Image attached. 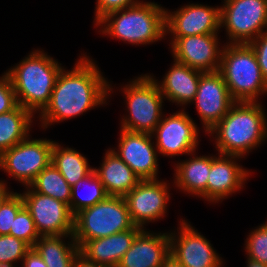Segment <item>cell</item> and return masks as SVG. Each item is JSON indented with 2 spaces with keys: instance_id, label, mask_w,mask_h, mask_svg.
Listing matches in <instances>:
<instances>
[{
  "instance_id": "obj_22",
  "label": "cell",
  "mask_w": 267,
  "mask_h": 267,
  "mask_svg": "<svg viewBox=\"0 0 267 267\" xmlns=\"http://www.w3.org/2000/svg\"><path fill=\"white\" fill-rule=\"evenodd\" d=\"M174 62L159 88L161 94L170 101L184 105L194 100L200 77L204 72L190 68L176 60Z\"/></svg>"
},
{
  "instance_id": "obj_6",
  "label": "cell",
  "mask_w": 267,
  "mask_h": 267,
  "mask_svg": "<svg viewBox=\"0 0 267 267\" xmlns=\"http://www.w3.org/2000/svg\"><path fill=\"white\" fill-rule=\"evenodd\" d=\"M134 226L125 198L107 196L74 215L72 239L81 248L87 241L124 232Z\"/></svg>"
},
{
  "instance_id": "obj_33",
  "label": "cell",
  "mask_w": 267,
  "mask_h": 267,
  "mask_svg": "<svg viewBox=\"0 0 267 267\" xmlns=\"http://www.w3.org/2000/svg\"><path fill=\"white\" fill-rule=\"evenodd\" d=\"M18 105L11 80L6 73L0 78V114L11 111Z\"/></svg>"
},
{
  "instance_id": "obj_5",
  "label": "cell",
  "mask_w": 267,
  "mask_h": 267,
  "mask_svg": "<svg viewBox=\"0 0 267 267\" xmlns=\"http://www.w3.org/2000/svg\"><path fill=\"white\" fill-rule=\"evenodd\" d=\"M122 11L124 12L122 13ZM120 12L121 15H119ZM165 14V9L156 3L139 2L136 5L107 14L97 25L107 22L103 33L129 43L146 44L164 37L166 33Z\"/></svg>"
},
{
  "instance_id": "obj_19",
  "label": "cell",
  "mask_w": 267,
  "mask_h": 267,
  "mask_svg": "<svg viewBox=\"0 0 267 267\" xmlns=\"http://www.w3.org/2000/svg\"><path fill=\"white\" fill-rule=\"evenodd\" d=\"M140 227L112 234L108 237L87 241L81 248L80 254L88 261L104 267H117L121 258L132 246L135 237L142 231Z\"/></svg>"
},
{
  "instance_id": "obj_9",
  "label": "cell",
  "mask_w": 267,
  "mask_h": 267,
  "mask_svg": "<svg viewBox=\"0 0 267 267\" xmlns=\"http://www.w3.org/2000/svg\"><path fill=\"white\" fill-rule=\"evenodd\" d=\"M27 139L0 154V167L29 186L51 163L54 141Z\"/></svg>"
},
{
  "instance_id": "obj_13",
  "label": "cell",
  "mask_w": 267,
  "mask_h": 267,
  "mask_svg": "<svg viewBox=\"0 0 267 267\" xmlns=\"http://www.w3.org/2000/svg\"><path fill=\"white\" fill-rule=\"evenodd\" d=\"M124 198L133 224L142 229L146 221L165 214L169 195L165 182L141 180Z\"/></svg>"
},
{
  "instance_id": "obj_15",
  "label": "cell",
  "mask_w": 267,
  "mask_h": 267,
  "mask_svg": "<svg viewBox=\"0 0 267 267\" xmlns=\"http://www.w3.org/2000/svg\"><path fill=\"white\" fill-rule=\"evenodd\" d=\"M118 152L113 150L141 180H156L157 152L151 143L152 134L122 129Z\"/></svg>"
},
{
  "instance_id": "obj_7",
  "label": "cell",
  "mask_w": 267,
  "mask_h": 267,
  "mask_svg": "<svg viewBox=\"0 0 267 267\" xmlns=\"http://www.w3.org/2000/svg\"><path fill=\"white\" fill-rule=\"evenodd\" d=\"M151 76H141L125 87L130 118H124L122 128L131 132L154 134L161 121V107L164 96L159 84Z\"/></svg>"
},
{
  "instance_id": "obj_35",
  "label": "cell",
  "mask_w": 267,
  "mask_h": 267,
  "mask_svg": "<svg viewBox=\"0 0 267 267\" xmlns=\"http://www.w3.org/2000/svg\"><path fill=\"white\" fill-rule=\"evenodd\" d=\"M249 45L253 48L262 75L267 81V31L255 38Z\"/></svg>"
},
{
  "instance_id": "obj_8",
  "label": "cell",
  "mask_w": 267,
  "mask_h": 267,
  "mask_svg": "<svg viewBox=\"0 0 267 267\" xmlns=\"http://www.w3.org/2000/svg\"><path fill=\"white\" fill-rule=\"evenodd\" d=\"M221 24L232 44L251 43L267 27V0H225L220 8Z\"/></svg>"
},
{
  "instance_id": "obj_37",
  "label": "cell",
  "mask_w": 267,
  "mask_h": 267,
  "mask_svg": "<svg viewBox=\"0 0 267 267\" xmlns=\"http://www.w3.org/2000/svg\"><path fill=\"white\" fill-rule=\"evenodd\" d=\"M74 267H104V266L88 261L84 256H82L79 253V255L76 257Z\"/></svg>"
},
{
  "instance_id": "obj_29",
  "label": "cell",
  "mask_w": 267,
  "mask_h": 267,
  "mask_svg": "<svg viewBox=\"0 0 267 267\" xmlns=\"http://www.w3.org/2000/svg\"><path fill=\"white\" fill-rule=\"evenodd\" d=\"M10 235L22 239L31 247H33L35 242L39 240L38 238L40 237L35 228L32 216L25 206L17 213L14 219L13 228L10 230Z\"/></svg>"
},
{
  "instance_id": "obj_2",
  "label": "cell",
  "mask_w": 267,
  "mask_h": 267,
  "mask_svg": "<svg viewBox=\"0 0 267 267\" xmlns=\"http://www.w3.org/2000/svg\"><path fill=\"white\" fill-rule=\"evenodd\" d=\"M266 123L265 112L260 104L235 102L208 132L218 135L216 148L220 154L243 156L267 137Z\"/></svg>"
},
{
  "instance_id": "obj_25",
  "label": "cell",
  "mask_w": 267,
  "mask_h": 267,
  "mask_svg": "<svg viewBox=\"0 0 267 267\" xmlns=\"http://www.w3.org/2000/svg\"><path fill=\"white\" fill-rule=\"evenodd\" d=\"M61 237L63 236H40V240L33 246L47 267H74L80 248L74 240V243L66 246Z\"/></svg>"
},
{
  "instance_id": "obj_32",
  "label": "cell",
  "mask_w": 267,
  "mask_h": 267,
  "mask_svg": "<svg viewBox=\"0 0 267 267\" xmlns=\"http://www.w3.org/2000/svg\"><path fill=\"white\" fill-rule=\"evenodd\" d=\"M247 239L248 258L267 265V223L259 226Z\"/></svg>"
},
{
  "instance_id": "obj_11",
  "label": "cell",
  "mask_w": 267,
  "mask_h": 267,
  "mask_svg": "<svg viewBox=\"0 0 267 267\" xmlns=\"http://www.w3.org/2000/svg\"><path fill=\"white\" fill-rule=\"evenodd\" d=\"M206 131H210L235 103L222 75L205 72L201 75L194 100Z\"/></svg>"
},
{
  "instance_id": "obj_30",
  "label": "cell",
  "mask_w": 267,
  "mask_h": 267,
  "mask_svg": "<svg viewBox=\"0 0 267 267\" xmlns=\"http://www.w3.org/2000/svg\"><path fill=\"white\" fill-rule=\"evenodd\" d=\"M32 247L23 241L11 235H0V261L11 262L19 259L23 260L26 253Z\"/></svg>"
},
{
  "instance_id": "obj_14",
  "label": "cell",
  "mask_w": 267,
  "mask_h": 267,
  "mask_svg": "<svg viewBox=\"0 0 267 267\" xmlns=\"http://www.w3.org/2000/svg\"><path fill=\"white\" fill-rule=\"evenodd\" d=\"M154 132L157 151L163 155L189 154L197 147V127L184 111L161 119Z\"/></svg>"
},
{
  "instance_id": "obj_18",
  "label": "cell",
  "mask_w": 267,
  "mask_h": 267,
  "mask_svg": "<svg viewBox=\"0 0 267 267\" xmlns=\"http://www.w3.org/2000/svg\"><path fill=\"white\" fill-rule=\"evenodd\" d=\"M170 255V235L142 230L121 258L117 267H162Z\"/></svg>"
},
{
  "instance_id": "obj_24",
  "label": "cell",
  "mask_w": 267,
  "mask_h": 267,
  "mask_svg": "<svg viewBox=\"0 0 267 267\" xmlns=\"http://www.w3.org/2000/svg\"><path fill=\"white\" fill-rule=\"evenodd\" d=\"M32 115L21 105L0 114V154L28 137Z\"/></svg>"
},
{
  "instance_id": "obj_21",
  "label": "cell",
  "mask_w": 267,
  "mask_h": 267,
  "mask_svg": "<svg viewBox=\"0 0 267 267\" xmlns=\"http://www.w3.org/2000/svg\"><path fill=\"white\" fill-rule=\"evenodd\" d=\"M108 196L124 197L141 179L113 151H107L100 169H93Z\"/></svg>"
},
{
  "instance_id": "obj_39",
  "label": "cell",
  "mask_w": 267,
  "mask_h": 267,
  "mask_svg": "<svg viewBox=\"0 0 267 267\" xmlns=\"http://www.w3.org/2000/svg\"><path fill=\"white\" fill-rule=\"evenodd\" d=\"M12 194V192H7L5 184L1 181L0 182V206L3 202Z\"/></svg>"
},
{
  "instance_id": "obj_23",
  "label": "cell",
  "mask_w": 267,
  "mask_h": 267,
  "mask_svg": "<svg viewBox=\"0 0 267 267\" xmlns=\"http://www.w3.org/2000/svg\"><path fill=\"white\" fill-rule=\"evenodd\" d=\"M177 186L192 194L207 198V181L211 169V157H196L176 166Z\"/></svg>"
},
{
  "instance_id": "obj_12",
  "label": "cell",
  "mask_w": 267,
  "mask_h": 267,
  "mask_svg": "<svg viewBox=\"0 0 267 267\" xmlns=\"http://www.w3.org/2000/svg\"><path fill=\"white\" fill-rule=\"evenodd\" d=\"M217 34L174 37V59L202 72H217L222 50L218 48ZM219 49V51H218Z\"/></svg>"
},
{
  "instance_id": "obj_31",
  "label": "cell",
  "mask_w": 267,
  "mask_h": 267,
  "mask_svg": "<svg viewBox=\"0 0 267 267\" xmlns=\"http://www.w3.org/2000/svg\"><path fill=\"white\" fill-rule=\"evenodd\" d=\"M24 207L21 194L12 193L0 206V235H10L17 213Z\"/></svg>"
},
{
  "instance_id": "obj_27",
  "label": "cell",
  "mask_w": 267,
  "mask_h": 267,
  "mask_svg": "<svg viewBox=\"0 0 267 267\" xmlns=\"http://www.w3.org/2000/svg\"><path fill=\"white\" fill-rule=\"evenodd\" d=\"M29 188H33L35 192L40 194L60 200L70 207L71 186L66 182L53 163H50L37 175L35 180L29 185Z\"/></svg>"
},
{
  "instance_id": "obj_3",
  "label": "cell",
  "mask_w": 267,
  "mask_h": 267,
  "mask_svg": "<svg viewBox=\"0 0 267 267\" xmlns=\"http://www.w3.org/2000/svg\"><path fill=\"white\" fill-rule=\"evenodd\" d=\"M61 70L58 62L42 51L32 52L20 64L10 69L7 74L18 104L32 114L36 110L42 111L50 100Z\"/></svg>"
},
{
  "instance_id": "obj_4",
  "label": "cell",
  "mask_w": 267,
  "mask_h": 267,
  "mask_svg": "<svg viewBox=\"0 0 267 267\" xmlns=\"http://www.w3.org/2000/svg\"><path fill=\"white\" fill-rule=\"evenodd\" d=\"M218 72L235 102H256L260 92H267V81L249 44L227 45Z\"/></svg>"
},
{
  "instance_id": "obj_36",
  "label": "cell",
  "mask_w": 267,
  "mask_h": 267,
  "mask_svg": "<svg viewBox=\"0 0 267 267\" xmlns=\"http://www.w3.org/2000/svg\"><path fill=\"white\" fill-rule=\"evenodd\" d=\"M23 267H47L38 252L32 247L23 258Z\"/></svg>"
},
{
  "instance_id": "obj_26",
  "label": "cell",
  "mask_w": 267,
  "mask_h": 267,
  "mask_svg": "<svg viewBox=\"0 0 267 267\" xmlns=\"http://www.w3.org/2000/svg\"><path fill=\"white\" fill-rule=\"evenodd\" d=\"M59 146L56 142L53 145L51 163L72 187L79 180L89 176L93 168L88 166L87 159L79 152L71 148L62 149Z\"/></svg>"
},
{
  "instance_id": "obj_41",
  "label": "cell",
  "mask_w": 267,
  "mask_h": 267,
  "mask_svg": "<svg viewBox=\"0 0 267 267\" xmlns=\"http://www.w3.org/2000/svg\"><path fill=\"white\" fill-rule=\"evenodd\" d=\"M0 267H13L11 262L0 261Z\"/></svg>"
},
{
  "instance_id": "obj_17",
  "label": "cell",
  "mask_w": 267,
  "mask_h": 267,
  "mask_svg": "<svg viewBox=\"0 0 267 267\" xmlns=\"http://www.w3.org/2000/svg\"><path fill=\"white\" fill-rule=\"evenodd\" d=\"M166 32L175 37L217 34L220 25V8L187 5L174 14H165Z\"/></svg>"
},
{
  "instance_id": "obj_28",
  "label": "cell",
  "mask_w": 267,
  "mask_h": 267,
  "mask_svg": "<svg viewBox=\"0 0 267 267\" xmlns=\"http://www.w3.org/2000/svg\"><path fill=\"white\" fill-rule=\"evenodd\" d=\"M84 183H89L92 188H89L87 193L83 196H79V194H77L78 191L76 190H78V188ZM71 190L72 193L70 199V210L73 215L85 208L95 205L108 196L104 186L102 185L100 179L96 176L94 171L89 176L85 177L82 180H79L75 185L71 187Z\"/></svg>"
},
{
  "instance_id": "obj_40",
  "label": "cell",
  "mask_w": 267,
  "mask_h": 267,
  "mask_svg": "<svg viewBox=\"0 0 267 267\" xmlns=\"http://www.w3.org/2000/svg\"><path fill=\"white\" fill-rule=\"evenodd\" d=\"M248 267H267L266 264L248 258Z\"/></svg>"
},
{
  "instance_id": "obj_10",
  "label": "cell",
  "mask_w": 267,
  "mask_h": 267,
  "mask_svg": "<svg viewBox=\"0 0 267 267\" xmlns=\"http://www.w3.org/2000/svg\"><path fill=\"white\" fill-rule=\"evenodd\" d=\"M21 196L39 236L73 237L74 215L68 204L34 190Z\"/></svg>"
},
{
  "instance_id": "obj_20",
  "label": "cell",
  "mask_w": 267,
  "mask_h": 267,
  "mask_svg": "<svg viewBox=\"0 0 267 267\" xmlns=\"http://www.w3.org/2000/svg\"><path fill=\"white\" fill-rule=\"evenodd\" d=\"M220 155L219 158L211 157V169L207 181V199L213 202L241 188L248 176L247 171L238 166L234 160H230L241 156Z\"/></svg>"
},
{
  "instance_id": "obj_38",
  "label": "cell",
  "mask_w": 267,
  "mask_h": 267,
  "mask_svg": "<svg viewBox=\"0 0 267 267\" xmlns=\"http://www.w3.org/2000/svg\"><path fill=\"white\" fill-rule=\"evenodd\" d=\"M162 267H184V266L180 262H178L173 256L169 255L165 259Z\"/></svg>"
},
{
  "instance_id": "obj_34",
  "label": "cell",
  "mask_w": 267,
  "mask_h": 267,
  "mask_svg": "<svg viewBox=\"0 0 267 267\" xmlns=\"http://www.w3.org/2000/svg\"><path fill=\"white\" fill-rule=\"evenodd\" d=\"M136 0H98L96 7V24L107 14L138 4Z\"/></svg>"
},
{
  "instance_id": "obj_16",
  "label": "cell",
  "mask_w": 267,
  "mask_h": 267,
  "mask_svg": "<svg viewBox=\"0 0 267 267\" xmlns=\"http://www.w3.org/2000/svg\"><path fill=\"white\" fill-rule=\"evenodd\" d=\"M178 240L170 234V255L184 267H220L216 251L205 237L186 222H182ZM177 240V242H176Z\"/></svg>"
},
{
  "instance_id": "obj_1",
  "label": "cell",
  "mask_w": 267,
  "mask_h": 267,
  "mask_svg": "<svg viewBox=\"0 0 267 267\" xmlns=\"http://www.w3.org/2000/svg\"><path fill=\"white\" fill-rule=\"evenodd\" d=\"M109 88L95 64L86 56L80 58L73 70L60 71L50 100L41 112L43 126L75 117L104 104Z\"/></svg>"
}]
</instances>
